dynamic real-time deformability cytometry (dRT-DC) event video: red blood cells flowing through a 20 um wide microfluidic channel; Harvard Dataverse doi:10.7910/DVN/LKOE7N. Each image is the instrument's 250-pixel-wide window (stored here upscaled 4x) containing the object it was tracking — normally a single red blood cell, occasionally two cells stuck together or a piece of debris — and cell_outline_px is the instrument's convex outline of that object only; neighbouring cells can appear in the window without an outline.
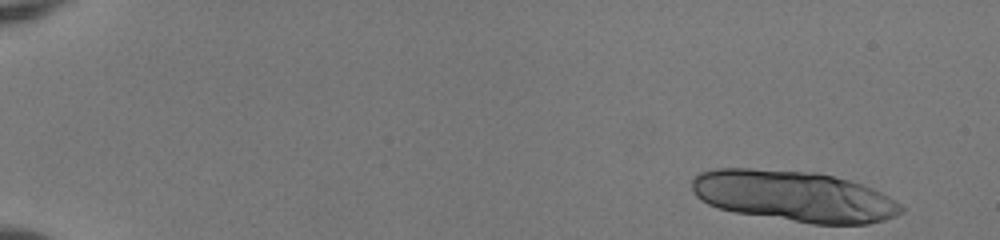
{"species": "human", "species_latin": "Homo sapiens", "temperature_condition": "room temperature", "stored_images_in_passage": 17, "camera_frame_rate_fps": 3000, "um_per_image_px": 0.085, "donor": {"sex": "female"}, "frame": {"image": 1, "passage_image": 1, "time_ms": 0.0, "image_size_px": [1000, 240], "cell_outline_px": [[904, 212], [896, 216], [884, 220], [868, 224], [812, 224], [736, 212], [720, 208], [708, 204], [700, 200], [692, 192], [692, 180], [700, 172], [716, 168], [752, 168], [816, 172], [848, 180], [872, 188], [888, 196], [900, 204], [904, 208]], "centroid_in_image_um": [67.48, 16.67], "position_along_channel_um": 17.5, "area_um2": 62.19}}